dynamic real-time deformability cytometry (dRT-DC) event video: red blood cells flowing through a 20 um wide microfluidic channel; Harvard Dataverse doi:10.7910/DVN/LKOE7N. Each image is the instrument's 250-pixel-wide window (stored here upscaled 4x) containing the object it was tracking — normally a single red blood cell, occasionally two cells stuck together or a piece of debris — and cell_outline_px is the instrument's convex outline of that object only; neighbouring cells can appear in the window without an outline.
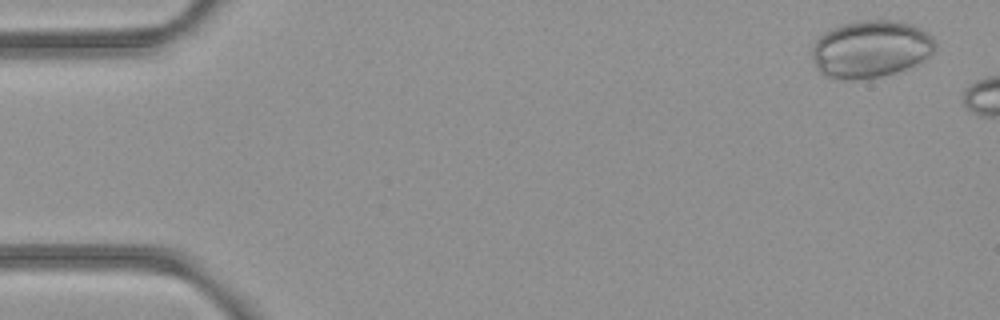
{"species": "common noctule bat (a hibernating species)", "species_latin": "Nyctalus noctula", "temperature_condition": "room temperature", "stored_images_in_passage": 2, "camera_frame_rate_fps": 3000, "um_per_image_px": 0.085, "animal": {"sex": "female", "body_mass_g": 21.9}, "frame": {"image": 1, "passage_image": 1, "time_ms": 0.0, "image_size_px": [1000, 320], "cell_outline_px": [[936, 48], [932, 52], [916, 64], [896, 72], [880, 76], [856, 80], [840, 80], [824, 76], [816, 68], [812, 60], [812, 44], [824, 32], [832, 28], [856, 20], [896, 20], [912, 24], [928, 32], [932, 36], [936, 44]], "centroid_in_image_um": [73.97, 4.16], "position_along_channel_um": 11.0, "area_um2": 41.44}}